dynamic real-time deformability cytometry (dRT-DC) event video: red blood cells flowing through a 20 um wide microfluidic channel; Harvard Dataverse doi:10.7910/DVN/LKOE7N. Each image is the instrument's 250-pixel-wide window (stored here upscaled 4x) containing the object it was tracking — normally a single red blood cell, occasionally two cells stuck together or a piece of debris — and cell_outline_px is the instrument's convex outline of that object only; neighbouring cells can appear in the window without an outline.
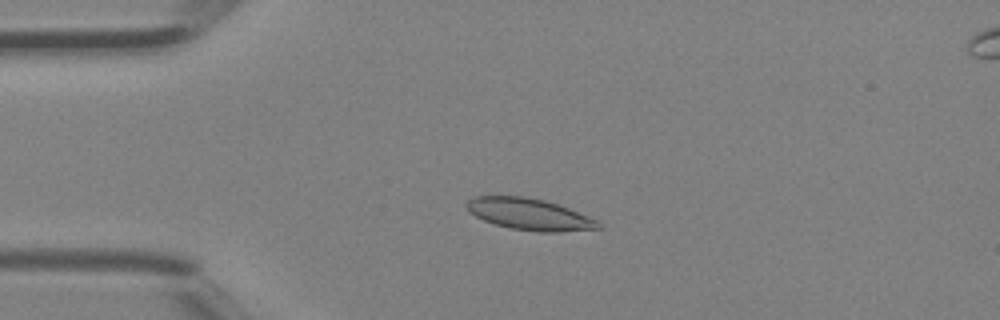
{"species": "Egyptian fruit bat (a non-hibernating species)", "species_latin": "Rousettus aegyptiacus", "temperature_condition": "room temperature", "stored_images_in_passage": 38, "camera_frame_rate_fps": 3000, "um_per_image_px": 0.085, "animal": {"sex": "female"}, "frame": {"image": 1, "passage_image": 7, "time_ms": 2.0, "image_size_px": [1000, 320], "cell_outline_px": [[600, 228], [556, 232], [536, 232], [512, 228], [496, 224], [484, 220], [468, 212], [464, 204], [472, 196], [520, 196], [544, 200], [568, 208], [588, 216], [596, 220], [600, 224]], "centroid_in_image_um": [44.94, 18.2], "position_along_channel_um": 40.1, "area_um2": 23.99}}
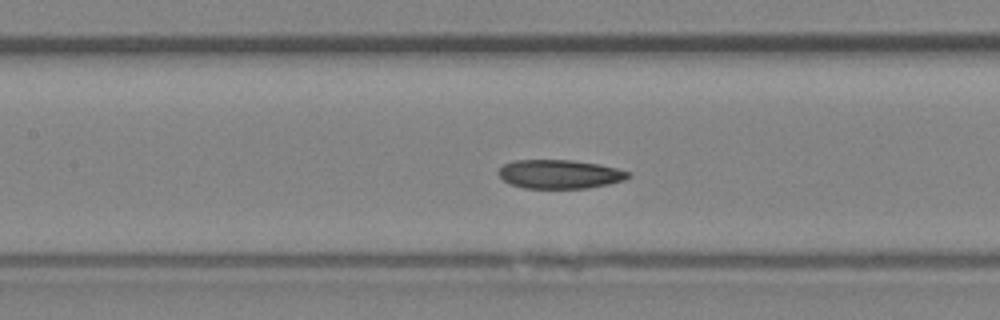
{"frame": {"image": 2, "passage_image": 16, "time_ms": 5.0, "image_size_px": [1000, 320], "cell_outline_px": [[632, 176], [624, 180], [608, 184], [588, 188], [524, 188], [508, 184], [496, 172], [504, 164], [512, 160], [572, 160], [600, 164], [632, 172]], "centroid_in_image_um": [47.58, 14.8], "position_along_channel_um": 159.8, "area_um2": 22.02}}
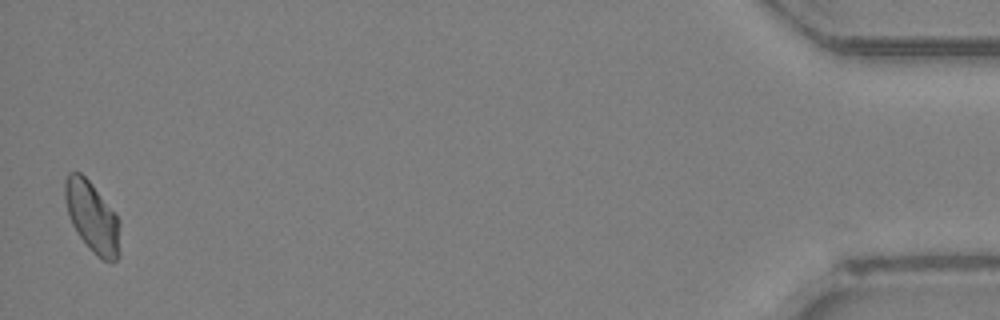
{"frame": {"image": 3, "passage_image": 38, "time_ms": 12.333, "image_size_px": [1000, 320], "cell_outline_px": [[120, 256], [112, 264], [104, 260], [92, 252], [80, 236], [72, 224], [68, 212], [64, 196], [64, 180], [68, 172], [80, 172], [92, 184], [120, 220]], "centroid_in_image_um": [7.86, 18.47], "position_along_channel_um": 427.3, "area_um2": 22.72}}